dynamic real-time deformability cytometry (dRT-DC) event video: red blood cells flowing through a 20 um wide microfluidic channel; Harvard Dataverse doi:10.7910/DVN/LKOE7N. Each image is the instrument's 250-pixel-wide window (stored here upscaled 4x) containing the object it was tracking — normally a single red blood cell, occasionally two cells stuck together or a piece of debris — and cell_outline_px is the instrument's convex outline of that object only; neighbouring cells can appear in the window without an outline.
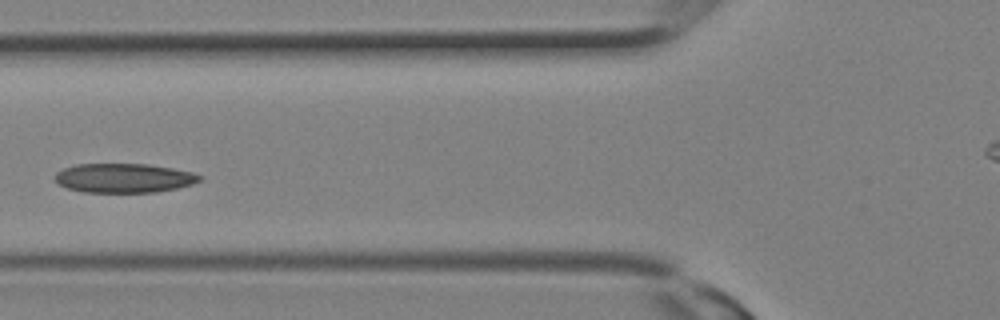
{"species": "Egyptian fruit bat (a non-hibernating species)", "species_latin": "Rousettus aegyptiacus", "temperature_condition": "room temperature", "stored_images_in_passage": 11, "camera_frame_rate_fps": 3000, "um_per_image_px": 0.085, "animal": {"sex": "female"}, "frame": {"image": 1, "passage_image": 10, "time_ms": 3.0, "image_size_px": [1000, 320], "cell_outline_px": [[204, 176], [200, 180], [192, 184], [176, 188], [156, 192], [80, 192], [68, 188], [60, 184], [56, 180], [56, 172], [64, 168], [76, 164], [148, 164], [172, 168], [192, 172]], "centroid_in_image_um": [10.55, 15.13], "position_along_channel_um": 115.3, "area_um2": 24.57}}